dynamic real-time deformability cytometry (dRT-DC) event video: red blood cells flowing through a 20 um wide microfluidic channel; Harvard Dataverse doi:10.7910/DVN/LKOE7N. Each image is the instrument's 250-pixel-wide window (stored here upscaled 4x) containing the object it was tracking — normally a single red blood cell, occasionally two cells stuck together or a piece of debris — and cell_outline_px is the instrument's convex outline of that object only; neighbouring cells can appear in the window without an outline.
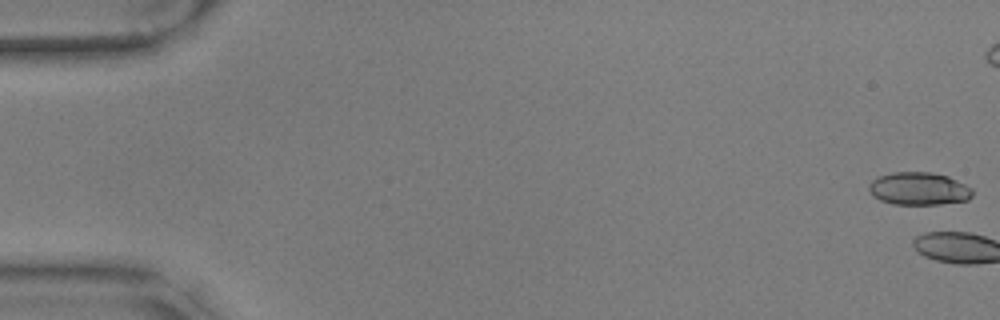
{"species": "common noctule bat (a hibernating species)", "species_latin": "Nyctalus noctula", "temperature_condition": "warm", "stored_images_in_passage": 3, "camera_frame_rate_fps": 3000, "um_per_image_px": 0.085, "animal": {"sex": "male", "body_mass_g": 17.9, "forearm_length_mm": 54.2}, "frame": {"image": 1, "passage_image": 1, "time_ms": 0.0, "image_size_px": [1000, 320], "cell_outline_px": [[972, 196], [968, 200], [940, 204], [892, 204], [880, 200], [872, 196], [868, 188], [868, 184], [872, 180], [880, 176], [892, 172], [932, 172], [948, 176], [972, 188]], "centroid_in_image_um": [78.08, 16.04], "position_along_channel_um": 6.9, "area_um2": 19.83}}